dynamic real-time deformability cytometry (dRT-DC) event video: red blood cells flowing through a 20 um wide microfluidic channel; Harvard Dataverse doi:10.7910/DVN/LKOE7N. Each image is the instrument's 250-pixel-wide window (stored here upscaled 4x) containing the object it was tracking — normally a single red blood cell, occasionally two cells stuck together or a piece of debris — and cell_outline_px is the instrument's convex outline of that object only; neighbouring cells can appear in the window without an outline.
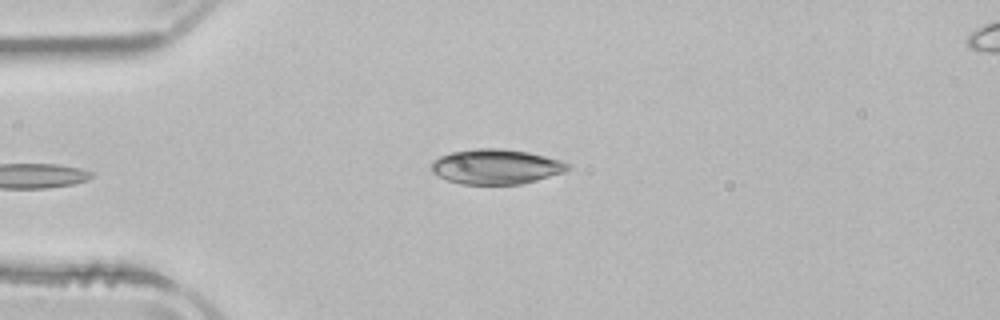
{"species": "common noctule bat (a hibernating species)", "species_latin": "Nyctalus noctula", "temperature_condition": "room temperature", "stored_images_in_passage": 41, "camera_frame_rate_fps": 3000, "um_per_image_px": 0.085, "animal": {"sex": "male", "body_mass_g": 21.5, "forearm_length_mm": 52.0}, "frame": {"image": 1, "passage_image": 2, "time_ms": 0.333, "image_size_px": [1000, 320], "cell_outline_px": [[572, 168], [564, 172], [536, 180], [520, 184], [460, 184], [448, 180], [432, 172], [432, 160], [440, 156], [452, 152], [472, 148], [500, 148], [528, 152], [560, 160], [572, 164]], "centroid_in_image_um": [42.18, 14.16], "position_along_channel_um": 42.8, "area_um2": 27.8}}
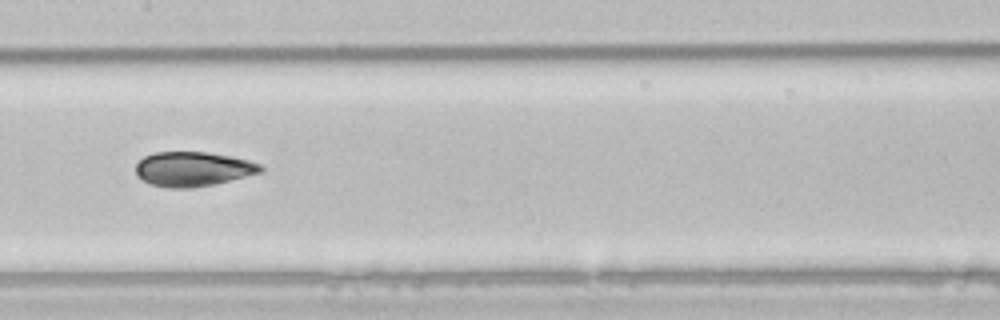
{"frame": {"image": 2, "passage_image": 15, "time_ms": 4.667, "image_size_px": [1000, 320], "cell_outline_px": [[264, 172], [212, 184], [192, 188], [168, 188], [152, 184], [136, 176], [136, 164], [144, 156], [156, 152], [208, 152], [232, 156], [264, 164]], "centroid_in_image_um": [16.44, 14.36], "position_along_channel_um": 191.0, "area_um2": 25.26}}
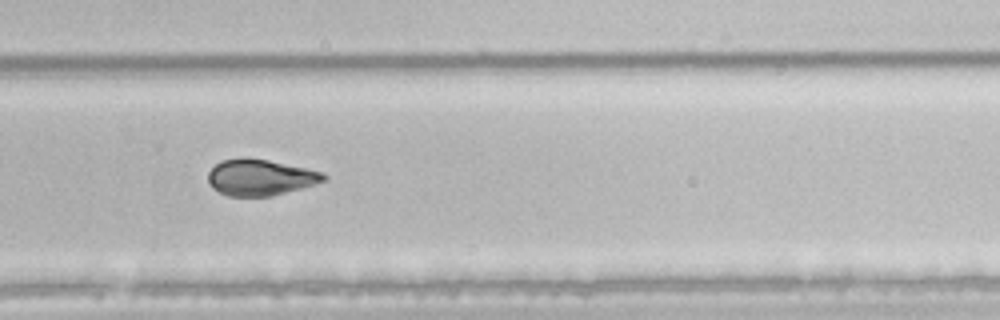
{"frame": {"image": 3, "passage_image": 24, "time_ms": 7.667, "image_size_px": [1000, 320], "cell_outline_px": [[328, 176], [324, 180], [300, 188], [272, 196], [228, 196], [212, 188], [208, 184], [208, 172], [220, 160], [268, 160], [308, 168], [324, 172]], "centroid_in_image_um": [22.12, 15.1], "position_along_channel_um": 307.7, "area_um2": 23.81}, "authors_computed_cell_mechanics": {"area_um2": 26.299, "velocity_mm_per_s": 3.9183, "shape_relaxation_time_tau1_ms": 6.1554, "shape_relaxation_time_tau2_ms": 2.0338, "deformation_change_tau1": 0.1614, "deformation_change_tau2": 0.052}}